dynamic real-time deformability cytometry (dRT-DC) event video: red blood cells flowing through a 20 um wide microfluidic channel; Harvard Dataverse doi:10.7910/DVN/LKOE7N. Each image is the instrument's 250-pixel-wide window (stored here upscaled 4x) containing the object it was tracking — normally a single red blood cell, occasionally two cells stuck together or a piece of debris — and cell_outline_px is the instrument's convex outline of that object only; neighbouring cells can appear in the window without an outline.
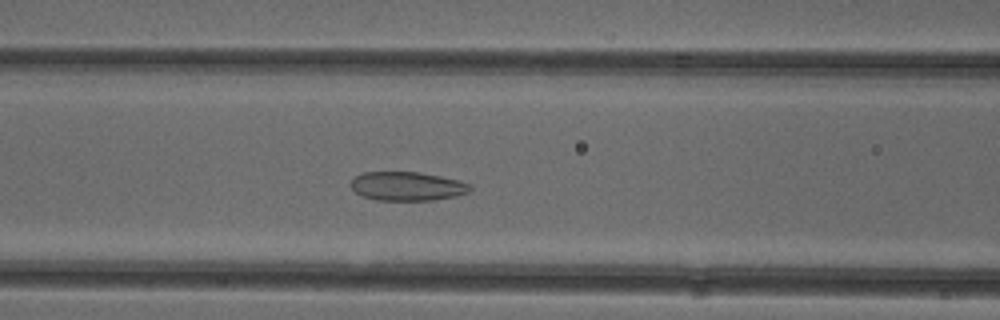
{"species": "common noctule bat (a hibernating species)", "species_latin": "Nyctalus noctula", "temperature_condition": "cold", "stored_images_in_passage": 37, "camera_frame_rate_fps": 3000, "um_per_image_px": 0.085, "animal": {"sex": "female"}, "frame": {"image": 1, "passage_image": 7, "time_ms": 2.0, "image_size_px": [1000, 320], "cell_outline_px": [[472, 188], [468, 192], [456, 196], [432, 200], [376, 200], [364, 196], [356, 192], [352, 188], [352, 180], [356, 176], [364, 172], [420, 172], [460, 180], [472, 184]], "centroid_in_image_um": [34.66, 15.82], "position_along_channel_um": 131.9, "area_um2": 20.0}}
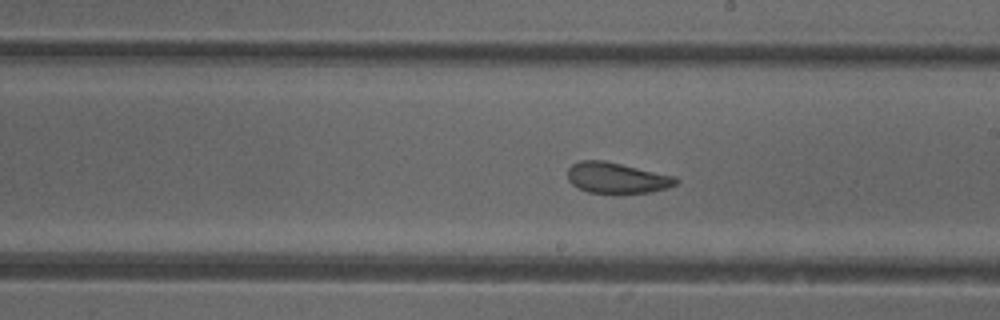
{"frame": {"image": 2, "passage_image": 15, "time_ms": 4.667, "image_size_px": [1000, 320], "cell_outline_px": [[680, 180], [676, 184], [668, 188], [652, 192], [588, 192], [572, 184], [568, 180], [568, 168], [572, 164], [580, 160], [604, 160], [676, 176]], "centroid_in_image_um": [52.45, 15.1], "position_along_channel_um": 236.5, "area_um2": 19.31}}
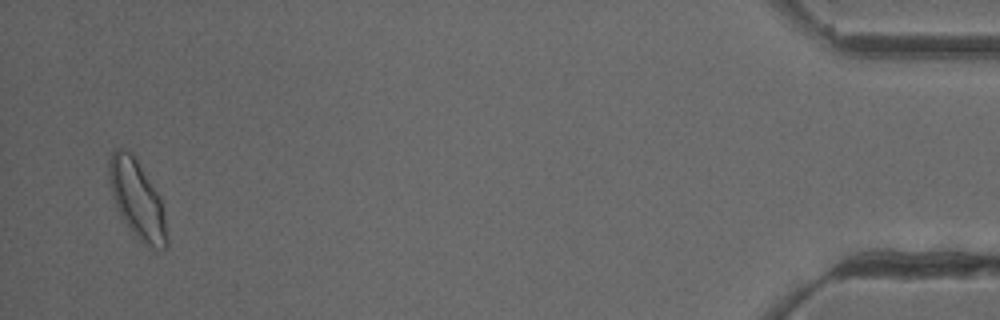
{"frame": {"image": 3, "passage_image": 36, "time_ms": 11.667, "image_size_px": [1000, 320], "cell_outline_px": [[168, 244], [164, 248], [152, 248], [144, 244], [128, 228], [120, 216], [112, 196], [108, 180], [108, 160], [112, 152], [116, 148], [124, 148], [136, 160], [160, 196], [164, 216], [168, 240]], "centroid_in_image_um": [11.63, 16.96], "position_along_channel_um": 423.6, "area_um2": 26.13}, "authors_computed_cell_mechanics": {"area_um2": 20.6924, "velocity_mm_per_s": 3.9339, "shape_relaxation_time_tau1_ms": null, "shape_relaxation_time_tau2_ms": 1.4725, "deformation_change_tau1": null, "deformation_change_tau2": 0.0766}}